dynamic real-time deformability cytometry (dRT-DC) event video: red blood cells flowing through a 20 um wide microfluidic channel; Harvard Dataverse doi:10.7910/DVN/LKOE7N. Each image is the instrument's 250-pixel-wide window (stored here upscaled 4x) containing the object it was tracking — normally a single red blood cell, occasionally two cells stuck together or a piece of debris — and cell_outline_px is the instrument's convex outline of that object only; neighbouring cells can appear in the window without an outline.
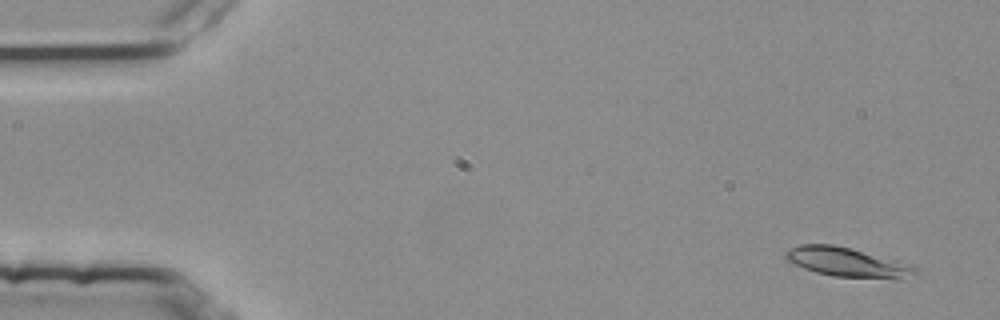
{"species": "common noctule bat (a hibernating species)", "species_latin": "Nyctalus noctula", "temperature_condition": "room temperature", "stored_images_in_passage": 5, "segment_of_instrument_passage": [2, 2], "camera_frame_rate_fps": 3000, "um_per_image_px": 0.085, "animal": {"sex": "female", "body_mass_g": 25.1}, "frame": {"image": 1, "passage_image": 5, "time_ms": 1.333, "image_size_px": [1000, 320], "cell_outline_px": [[916, 276], [900, 280], [896, 280], [832, 276], [816, 272], [804, 268], [788, 260], [784, 256], [784, 252], [800, 244], [832, 244], [848, 248], [916, 268]], "centroid_in_image_um": [71.98, 22.33], "position_along_channel_um": 13.0, "area_um2": 21.56}}